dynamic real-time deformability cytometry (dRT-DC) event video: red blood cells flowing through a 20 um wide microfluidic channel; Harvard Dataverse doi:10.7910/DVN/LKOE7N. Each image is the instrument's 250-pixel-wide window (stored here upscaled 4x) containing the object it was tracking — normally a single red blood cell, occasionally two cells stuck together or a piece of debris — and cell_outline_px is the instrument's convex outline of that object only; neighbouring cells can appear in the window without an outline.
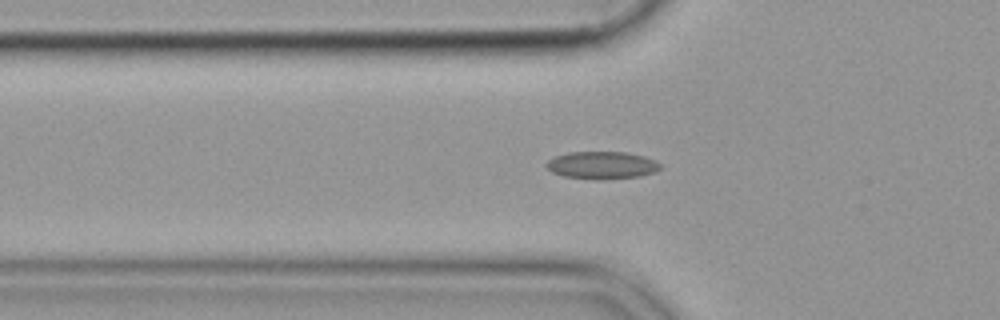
{"species": "common noctule bat (a hibernating species)", "species_latin": "Nyctalus noctula", "temperature_condition": "cold", "stored_images_in_passage": 55, "camera_frame_rate_fps": 3000, "um_per_image_px": 0.085, "animal": {"sex": "female", "body_mass_g": 19.9}, "frame": {"image": 1, "passage_image": 18, "time_ms": 5.667, "image_size_px": [1000, 320], "cell_outline_px": [[664, 164], [656, 172], [640, 176], [596, 180], [564, 176], [552, 172], [544, 164], [548, 160], [556, 156], [568, 152], [628, 152], [644, 156], [656, 160]], "centroid_in_image_um": [51.21, 14.04], "position_along_channel_um": 74.6, "area_um2": 18.44}}
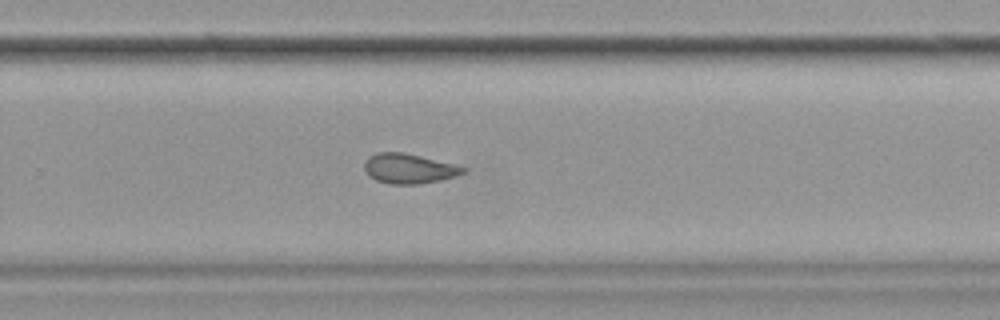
{"frame": {"image": 2, "passage_image": 36, "time_ms": 11.667, "image_size_px": [1000, 320], "cell_outline_px": [[468, 168], [464, 172], [456, 176], [440, 180], [420, 184], [392, 184], [376, 180], [368, 176], [364, 172], [364, 160], [368, 156], [376, 152], [404, 152]], "centroid_in_image_um": [34.69, 14.33], "position_along_channel_um": 295.1, "area_um2": 17.22}}
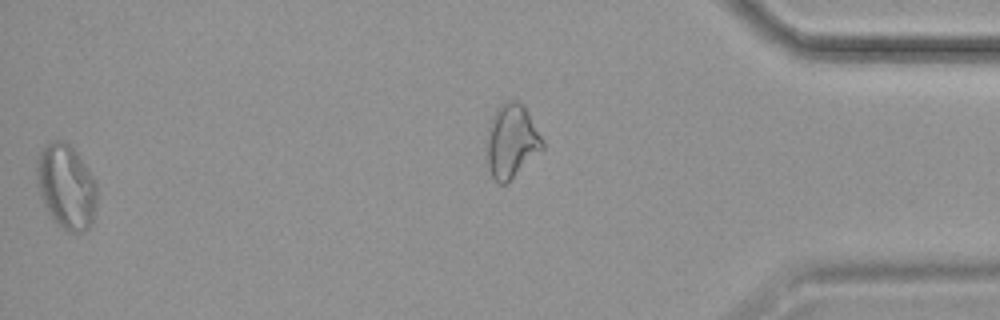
{"frame": {"image": 3, "passage_image": 54, "time_ms": 17.667, "image_size_px": [1000, 320], "cell_outline_px": [[96, 204], [92, 220], [88, 228], [84, 232], [68, 232], [56, 224], [52, 220], [40, 196], [36, 184], [36, 160], [40, 152], [52, 140], [60, 140], [68, 144], [72, 148], [92, 176], [96, 184]], "centroid_in_image_um": [5.59, 15.9], "position_along_channel_um": 429.6, "area_um2": 29.48}}